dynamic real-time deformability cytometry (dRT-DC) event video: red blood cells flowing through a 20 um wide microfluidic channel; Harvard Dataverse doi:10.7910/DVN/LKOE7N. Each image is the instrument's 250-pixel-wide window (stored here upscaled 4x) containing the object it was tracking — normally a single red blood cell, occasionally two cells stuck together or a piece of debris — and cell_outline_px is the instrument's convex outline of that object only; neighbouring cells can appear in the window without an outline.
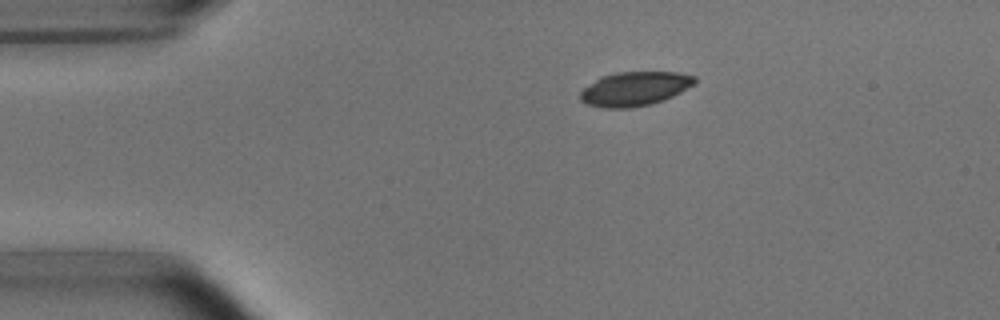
{"species": "common noctule bat (a hibernating species)", "species_latin": "Nyctalus noctula", "temperature_condition": "room temperature", "stored_images_in_passage": 9, "camera_frame_rate_fps": 3000, "um_per_image_px": 0.085, "animal": {"sex": "male", "body_mass_g": 15.6}, "frame": {"image": 1, "passage_image": 1, "time_ms": 0.0, "image_size_px": [1000, 320], "cell_outline_px": [[696, 84], [664, 100], [652, 104], [632, 108], [604, 108], [588, 104], [580, 100], [580, 92], [584, 88], [600, 76], [616, 72], [680, 72], [696, 76]], "centroid_in_image_um": [53.97, 7.54], "position_along_channel_um": 31.0, "area_um2": 22.95}}
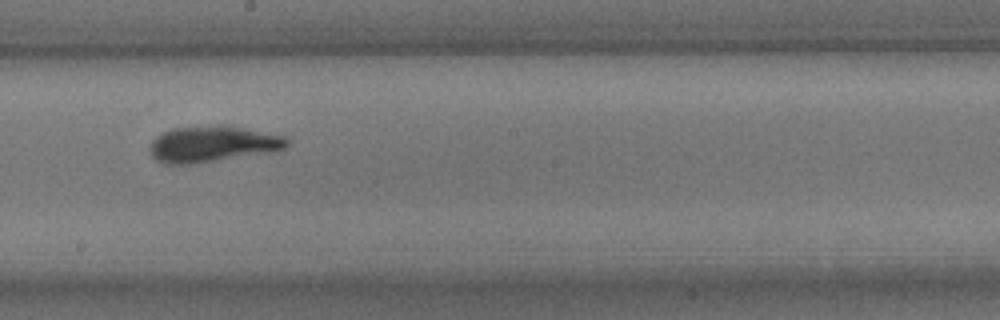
{"frame": {"image": 2, "passage_image": 7, "time_ms": 6.667, "image_size_px": [1000, 320], "cell_outline_px": [[288, 144], [284, 148], [272, 152], [196, 164], [164, 164], [156, 160], [152, 156], [148, 148], [152, 140], [156, 136], [172, 128], [216, 124], [224, 124], [284, 136], [288, 140]], "centroid_in_image_um": [18.03, 12.24], "position_along_channel_um": 230.2, "area_um2": 29.25}}
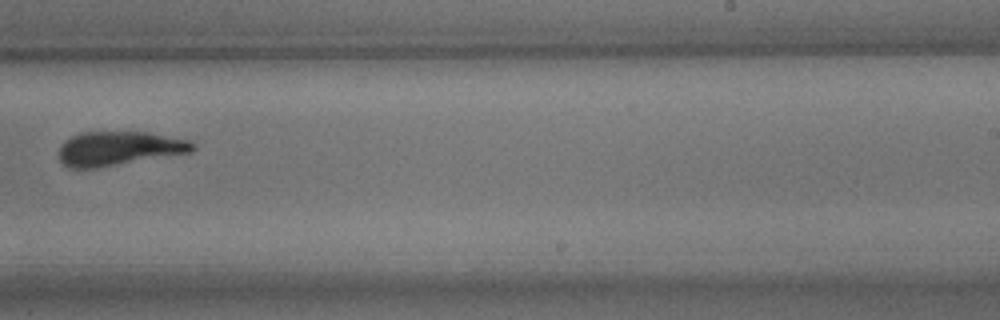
{"frame": {"image": 3, "passage_image": 8, "time_ms": 8.0, "image_size_px": [1000, 320], "cell_outline_px": [[196, 148], [192, 152], [96, 168], [72, 168], [64, 164], [60, 160], [60, 148], [64, 140], [80, 132], [148, 132], [188, 140], [196, 144]], "centroid_in_image_um": [10.13, 12.61], "position_along_channel_um": 278.9, "area_um2": 26.47}}